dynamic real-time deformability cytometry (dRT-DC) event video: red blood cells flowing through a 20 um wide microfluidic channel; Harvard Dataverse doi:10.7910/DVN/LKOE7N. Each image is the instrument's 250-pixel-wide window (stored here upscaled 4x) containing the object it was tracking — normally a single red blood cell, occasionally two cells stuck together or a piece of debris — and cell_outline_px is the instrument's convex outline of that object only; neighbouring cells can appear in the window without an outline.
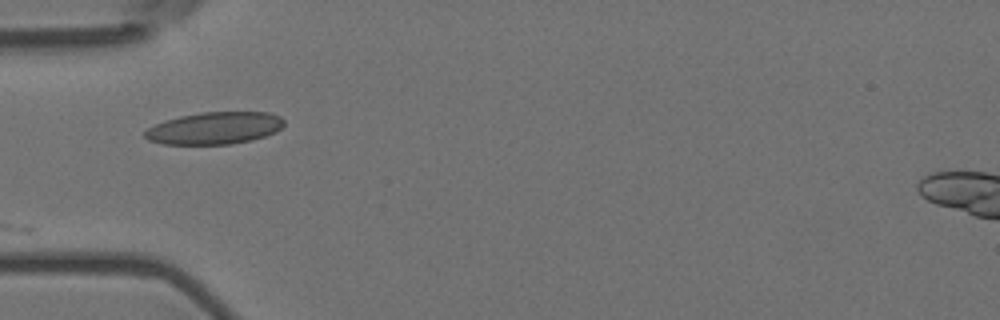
{"species": "Egyptian fruit bat (a non-hibernating species)", "species_latin": "Rousettus aegyptiacus", "temperature_condition": "room temperature", "stored_images_in_passage": 8, "camera_frame_rate_fps": 3000, "um_per_image_px": 0.085, "animal": {"sex": "female"}, "frame": {"image": 1, "passage_image": 6, "time_ms": 1.667, "image_size_px": [1000, 320], "cell_outline_px": [[284, 124], [276, 132], [252, 140], [232, 144], [160, 144], [148, 140], [144, 136], [144, 132], [148, 128], [164, 120], [180, 116], [200, 112], [268, 112], [280, 116], [284, 120]], "centroid_in_image_um": [18.23, 10.89], "position_along_channel_um": 66.8, "area_um2": 26.18}}